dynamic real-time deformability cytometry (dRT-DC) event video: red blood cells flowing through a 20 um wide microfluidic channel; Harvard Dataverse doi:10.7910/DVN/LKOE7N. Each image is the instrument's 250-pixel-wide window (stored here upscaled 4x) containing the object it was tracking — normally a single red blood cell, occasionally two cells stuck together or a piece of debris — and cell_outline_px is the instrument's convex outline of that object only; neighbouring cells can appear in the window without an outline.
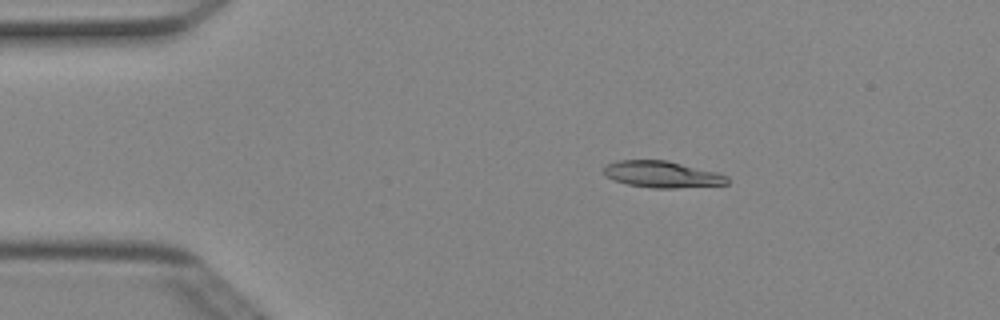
{"species": "Egyptian fruit bat (a non-hibernating species)", "species_latin": "Rousettus aegyptiacus", "temperature_condition": "cold", "stored_images_in_passage": 5, "camera_frame_rate_fps": 3000, "um_per_image_px": 0.085, "animal": {"sex": "female"}, "frame": {"image": 1, "passage_image": 3, "time_ms": 0.667, "image_size_px": [1000, 320], "cell_outline_px": [[728, 184], [676, 188], [652, 188], [628, 184], [612, 180], [604, 176], [604, 164], [616, 160], [668, 160], [716, 172], [728, 176]], "centroid_in_image_um": [56.23, 14.81], "position_along_channel_um": 28.8, "area_um2": 19.25}}
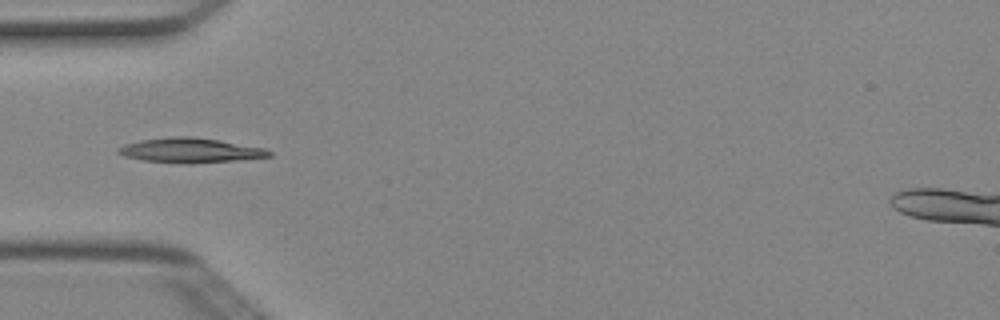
{"frame": {"image": 2, "passage_image": 4, "time_ms": 1.0, "image_size_px": [1000, 320], "cell_outline_px": [[272, 156], [232, 160], [144, 160], [124, 156], [116, 152], [116, 148], [124, 144], [140, 140], [172, 136], [192, 136], [264, 148], [272, 152]], "centroid_in_image_um": [16.11, 12.71], "position_along_channel_um": 68.9, "area_um2": 20.17}}
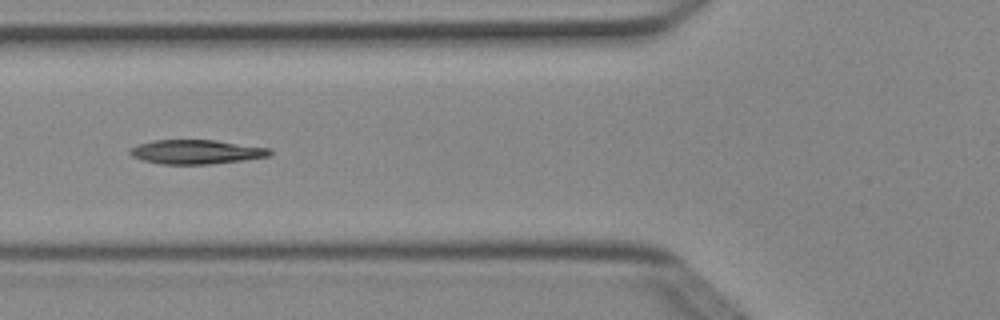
{"frame": {"image": 3, "passage_image": 5, "time_ms": 1.333, "image_size_px": [1000, 320], "cell_outline_px": [[272, 156], [244, 160], [212, 164], [160, 164], [140, 160], [132, 156], [128, 152], [136, 144], [152, 140], [216, 140], [272, 148]], "centroid_in_image_um": [16.7, 12.91], "position_along_channel_um": 109.1, "area_um2": 20.06}}